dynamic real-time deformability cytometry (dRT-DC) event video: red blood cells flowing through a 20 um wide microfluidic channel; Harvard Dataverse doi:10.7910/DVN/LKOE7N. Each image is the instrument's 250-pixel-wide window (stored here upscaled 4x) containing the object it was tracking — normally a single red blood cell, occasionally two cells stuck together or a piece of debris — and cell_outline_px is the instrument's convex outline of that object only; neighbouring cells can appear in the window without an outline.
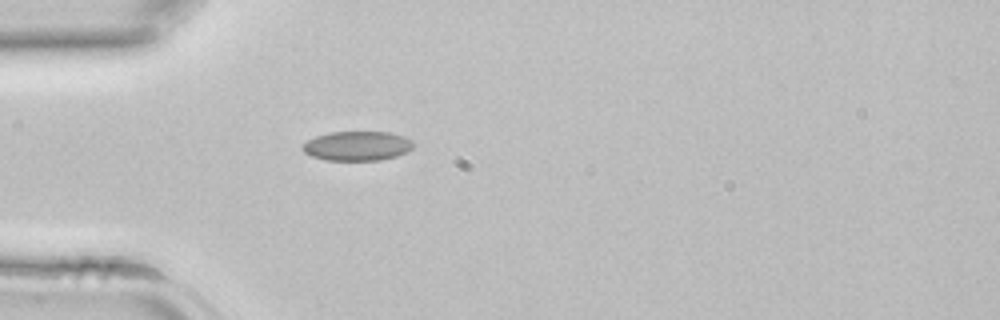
{"species": "common noctule bat (a hibernating species)", "species_latin": "Nyctalus noctula", "temperature_condition": "room temperature", "stored_images_in_passage": 29, "camera_frame_rate_fps": 3000, "um_per_image_px": 0.085, "animal": {"sex": "female", "body_mass_g": 22.7, "forearm_length_mm": 54.2}, "frame": {"image": 1, "passage_image": 1, "time_ms": 0.0, "image_size_px": [1000, 320], "cell_outline_px": [[412, 148], [408, 152], [396, 156], [380, 160], [328, 160], [312, 156], [304, 152], [300, 148], [300, 144], [316, 136], [328, 132], [388, 132], [404, 136], [412, 140]], "centroid_in_image_um": [30.34, 12.4], "position_along_channel_um": 54.7, "area_um2": 19.07}}
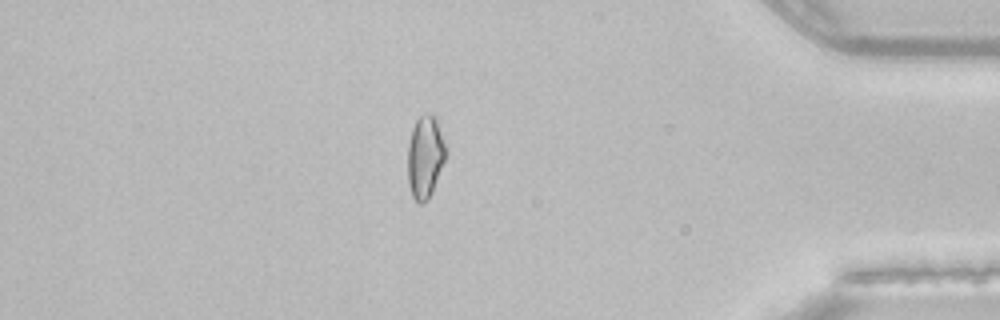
{"frame": {"image": 2, "passage_image": 25, "time_ms": 8.0, "image_size_px": [1000, 320], "cell_outline_px": [[444, 160], [432, 192], [428, 200], [420, 204], [416, 204], [412, 196], [408, 184], [408, 144], [412, 128], [416, 120], [424, 112], [428, 112], [436, 120], [444, 144]], "centroid_in_image_um": [36.09, 13.37], "position_along_channel_um": 399.1, "area_um2": 17.98}}